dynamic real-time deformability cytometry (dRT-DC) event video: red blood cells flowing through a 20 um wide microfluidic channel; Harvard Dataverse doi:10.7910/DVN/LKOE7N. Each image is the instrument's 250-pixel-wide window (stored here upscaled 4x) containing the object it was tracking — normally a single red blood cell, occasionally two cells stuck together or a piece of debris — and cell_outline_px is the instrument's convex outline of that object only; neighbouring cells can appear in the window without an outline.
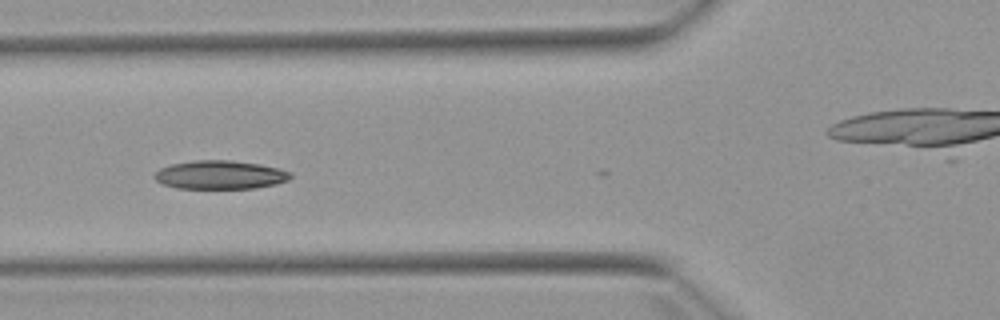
{"species": "Egyptian fruit bat (a non-hibernating species)", "species_latin": "Rousettus aegyptiacus", "temperature_condition": "warm", "stored_images_in_passage": 5, "camera_frame_rate_fps": 3000, "um_per_image_px": 0.085, "animal": {"sex": "female"}, "frame": {"image": 1, "passage_image": 4, "time_ms": 3.333, "image_size_px": [1000, 320], "cell_outline_px": [[292, 176], [288, 180], [276, 184], [256, 188], [176, 188], [160, 184], [152, 176], [160, 168], [172, 164], [196, 160], [232, 160], [260, 164], [280, 168], [292, 172]], "centroid_in_image_um": [18.72, 14.86], "position_along_channel_um": 107.1, "area_um2": 22.83}}